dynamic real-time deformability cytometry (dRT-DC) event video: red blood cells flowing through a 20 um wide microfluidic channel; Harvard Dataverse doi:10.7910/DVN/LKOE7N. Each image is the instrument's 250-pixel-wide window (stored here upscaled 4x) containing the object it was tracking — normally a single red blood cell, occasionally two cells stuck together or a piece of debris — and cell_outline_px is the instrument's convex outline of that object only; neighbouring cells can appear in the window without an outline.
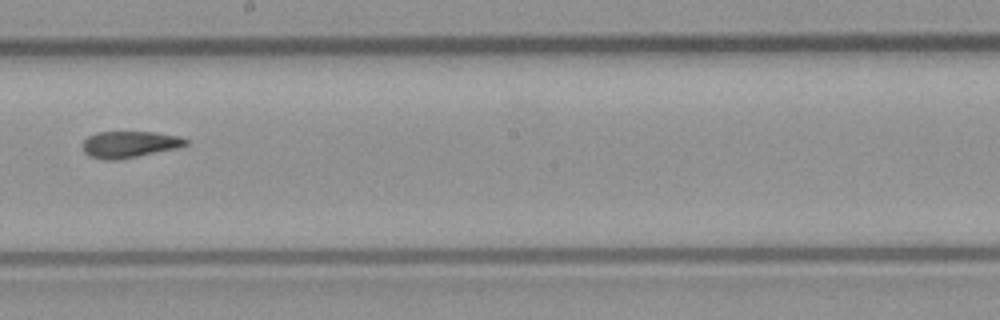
{"species": "common noctule bat (a hibernating species)", "species_latin": "Nyctalus noctula", "temperature_condition": "room temperature", "stored_images_in_passage": 6, "camera_frame_rate_fps": 3000, "um_per_image_px": 0.085, "animal": {"sex": "male", "body_mass_g": 23.1, "forearm_length_mm": 52.7}, "frame": {"image": 1, "passage_image": 5, "time_ms": 1.333, "image_size_px": [1000, 320], "cell_outline_px": [[188, 144], [180, 148], [116, 160], [104, 160], [88, 156], [84, 152], [80, 144], [88, 136], [96, 132], [156, 132], [180, 136], [188, 140]], "centroid_in_image_um": [11.0, 12.27], "position_along_channel_um": 237.2, "area_um2": 16.24}}
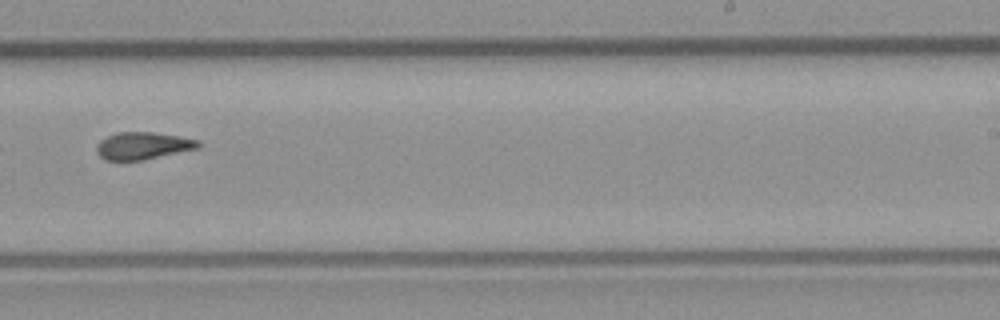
{"frame": {"image": 2, "passage_image": 6, "time_ms": 1.667, "image_size_px": [1000, 320], "cell_outline_px": [[200, 148], [144, 160], [104, 160], [96, 152], [96, 144], [100, 140], [116, 132], [152, 132], [180, 136], [200, 140]], "centroid_in_image_um": [12.15, 12.39], "position_along_channel_um": 276.8, "area_um2": 16.36}}